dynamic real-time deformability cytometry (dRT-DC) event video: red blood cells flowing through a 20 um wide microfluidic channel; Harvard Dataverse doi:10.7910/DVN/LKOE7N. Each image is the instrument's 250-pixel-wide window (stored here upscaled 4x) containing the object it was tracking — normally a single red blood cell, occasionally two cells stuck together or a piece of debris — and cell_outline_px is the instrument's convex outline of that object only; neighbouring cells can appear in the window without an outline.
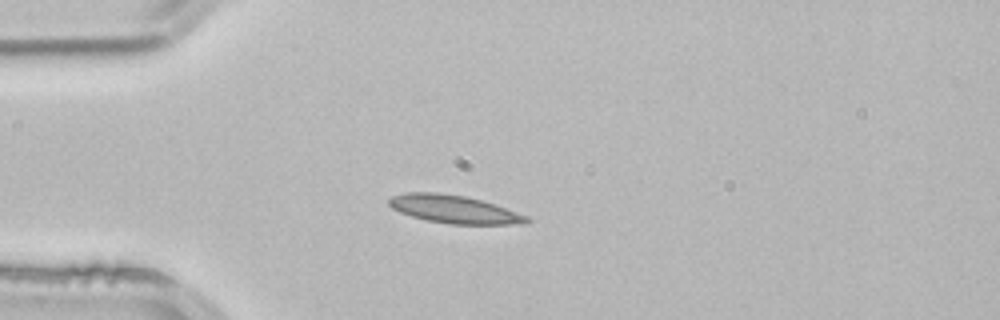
{"species": "common noctule bat (a hibernating species)", "species_latin": "Nyctalus noctula", "temperature_condition": "room temperature", "stored_images_in_passage": 3, "camera_frame_rate_fps": 3000, "um_per_image_px": 0.085, "animal": {"sex": "male", "body_mass_g": 21.5, "forearm_length_mm": 52.0}, "frame": {"image": 1, "passage_image": 3, "time_ms": 0.667, "image_size_px": [1000, 320], "cell_outline_px": [[532, 220], [528, 224], [448, 224], [428, 220], [412, 216], [400, 212], [392, 208], [388, 204], [388, 200], [392, 196], [404, 192], [440, 192], [464, 196], [496, 204], [528, 216]], "centroid_in_image_um": [38.62, 17.78], "position_along_channel_um": 46.4, "area_um2": 22.6}}